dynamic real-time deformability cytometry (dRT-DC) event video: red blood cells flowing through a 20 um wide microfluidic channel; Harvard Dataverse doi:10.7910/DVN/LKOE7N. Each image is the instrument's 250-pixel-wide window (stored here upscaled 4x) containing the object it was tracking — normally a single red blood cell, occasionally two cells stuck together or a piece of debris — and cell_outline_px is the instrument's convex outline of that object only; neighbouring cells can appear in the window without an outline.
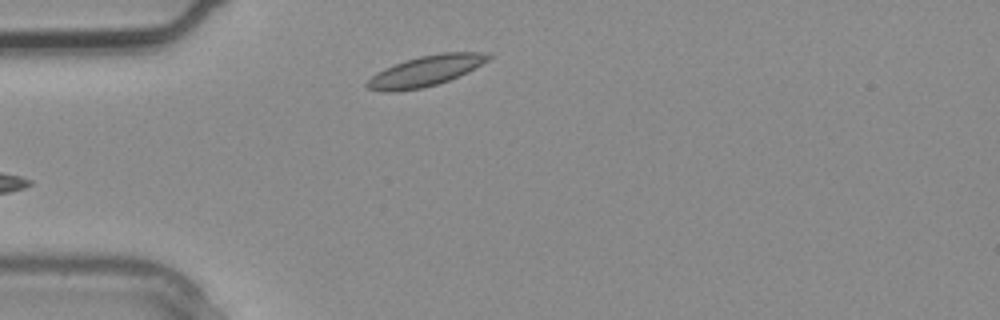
{"species": "common noctule bat (a hibernating species)", "species_latin": "Nyctalus noctula", "temperature_condition": "warm", "stored_images_in_passage": 1, "camera_frame_rate_fps": 3000, "um_per_image_px": 0.085, "animal": {"sex": "male", "body_mass_g": 20.4}, "frame": {"image": 1, "passage_image": 1, "time_ms": 0.0, "image_size_px": [1000, 320], "cell_outline_px": [[492, 56], [488, 60], [468, 72], [448, 80], [436, 84], [420, 88], [396, 92], [384, 92], [368, 88], [364, 84], [372, 76], [384, 68], [420, 56], [440, 52], [488, 52]], "centroid_in_image_um": [36.19, 6.03], "position_along_channel_um": 48.8, "area_um2": 21.33}}